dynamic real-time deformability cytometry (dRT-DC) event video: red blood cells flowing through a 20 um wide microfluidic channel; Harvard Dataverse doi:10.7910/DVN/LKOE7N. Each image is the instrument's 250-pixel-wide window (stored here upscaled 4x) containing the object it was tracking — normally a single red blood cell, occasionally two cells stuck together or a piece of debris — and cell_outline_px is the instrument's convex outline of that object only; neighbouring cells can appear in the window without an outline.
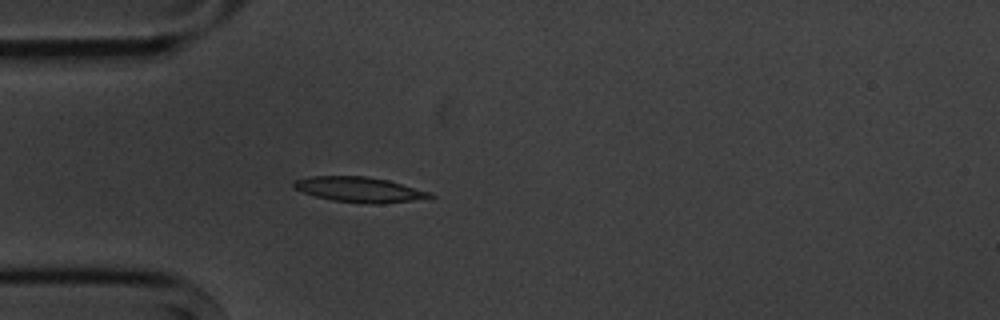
{"species": "common noctule bat (a hibernating species)", "species_latin": "Nyctalus noctula", "temperature_condition": "cold", "stored_images_in_passage": 5, "camera_frame_rate_fps": 3000, "um_per_image_px": 0.085, "animal": {"sex": "male", "body_mass_g": 20.1, "forearm_length_mm": 53.5}, "frame": {"image": 1, "passage_image": 5, "time_ms": 4.667, "image_size_px": [1000, 320], "cell_outline_px": [[436, 196], [412, 200], [380, 204], [368, 204], [332, 200], [316, 196], [304, 192], [296, 188], [292, 184], [296, 180], [308, 176], [368, 176], [388, 180], [432, 192]], "centroid_in_image_um": [30.58, 16.11], "position_along_channel_um": 54.4, "area_um2": 19.88}}